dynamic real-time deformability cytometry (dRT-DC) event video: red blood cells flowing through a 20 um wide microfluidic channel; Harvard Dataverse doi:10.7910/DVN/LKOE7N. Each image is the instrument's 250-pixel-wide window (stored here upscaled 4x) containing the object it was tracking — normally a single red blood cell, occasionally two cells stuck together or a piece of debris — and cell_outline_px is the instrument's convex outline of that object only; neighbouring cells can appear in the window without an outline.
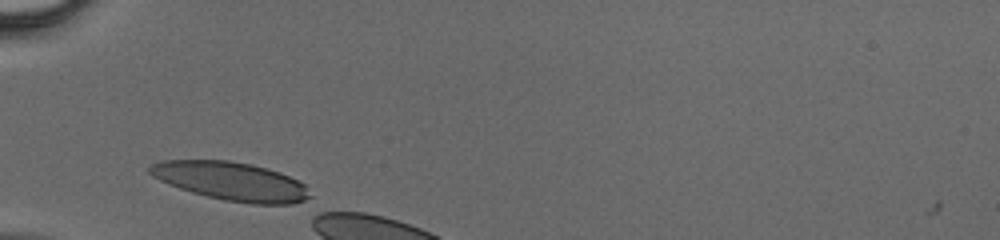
{"species": "human", "species_latin": "Homo sapiens", "temperature_condition": "cold", "stored_images_in_passage": 4, "camera_frame_rate_fps": 3000, "um_per_image_px": 0.085, "donor": {"sex": "male"}, "frame": {"image": 1, "passage_image": 1, "time_ms": 0.0, "image_size_px": [1000, 240], "cell_outline_px": [[312, 196], [304, 200], [292, 204], [256, 204], [224, 200], [192, 192], [180, 188], [160, 180], [152, 176], [148, 172], [148, 168], [152, 164], [164, 160], [228, 160], [248, 164], [280, 172], [304, 184]], "centroid_in_image_um": [19.64, 15.4], "position_along_channel_um": 65.4, "area_um2": 35.49}}